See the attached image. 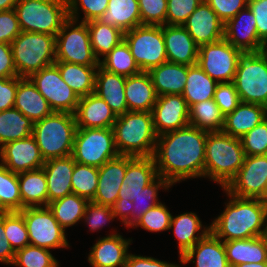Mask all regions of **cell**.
I'll list each match as a JSON object with an SVG mask.
<instances>
[{
  "label": "cell",
  "instance_id": "cell-27",
  "mask_svg": "<svg viewBox=\"0 0 267 267\" xmlns=\"http://www.w3.org/2000/svg\"><path fill=\"white\" fill-rule=\"evenodd\" d=\"M97 70L94 93L108 104L116 116L128 112L124 90L126 77L108 72L100 65Z\"/></svg>",
  "mask_w": 267,
  "mask_h": 267
},
{
  "label": "cell",
  "instance_id": "cell-11",
  "mask_svg": "<svg viewBox=\"0 0 267 267\" xmlns=\"http://www.w3.org/2000/svg\"><path fill=\"white\" fill-rule=\"evenodd\" d=\"M124 40L141 71L148 72L167 60L163 25H140L124 32Z\"/></svg>",
  "mask_w": 267,
  "mask_h": 267
},
{
  "label": "cell",
  "instance_id": "cell-18",
  "mask_svg": "<svg viewBox=\"0 0 267 267\" xmlns=\"http://www.w3.org/2000/svg\"><path fill=\"white\" fill-rule=\"evenodd\" d=\"M151 113L158 136L189 125V107L182 95L158 96Z\"/></svg>",
  "mask_w": 267,
  "mask_h": 267
},
{
  "label": "cell",
  "instance_id": "cell-51",
  "mask_svg": "<svg viewBox=\"0 0 267 267\" xmlns=\"http://www.w3.org/2000/svg\"><path fill=\"white\" fill-rule=\"evenodd\" d=\"M204 0H167L166 25L183 26Z\"/></svg>",
  "mask_w": 267,
  "mask_h": 267
},
{
  "label": "cell",
  "instance_id": "cell-8",
  "mask_svg": "<svg viewBox=\"0 0 267 267\" xmlns=\"http://www.w3.org/2000/svg\"><path fill=\"white\" fill-rule=\"evenodd\" d=\"M14 10L21 31L53 36L69 18L67 0H18Z\"/></svg>",
  "mask_w": 267,
  "mask_h": 267
},
{
  "label": "cell",
  "instance_id": "cell-28",
  "mask_svg": "<svg viewBox=\"0 0 267 267\" xmlns=\"http://www.w3.org/2000/svg\"><path fill=\"white\" fill-rule=\"evenodd\" d=\"M14 108L18 109L33 123L54 112L29 77H19Z\"/></svg>",
  "mask_w": 267,
  "mask_h": 267
},
{
  "label": "cell",
  "instance_id": "cell-3",
  "mask_svg": "<svg viewBox=\"0 0 267 267\" xmlns=\"http://www.w3.org/2000/svg\"><path fill=\"white\" fill-rule=\"evenodd\" d=\"M227 194L231 199L210 225V231L223 242L266 235L267 203Z\"/></svg>",
  "mask_w": 267,
  "mask_h": 267
},
{
  "label": "cell",
  "instance_id": "cell-37",
  "mask_svg": "<svg viewBox=\"0 0 267 267\" xmlns=\"http://www.w3.org/2000/svg\"><path fill=\"white\" fill-rule=\"evenodd\" d=\"M217 84L197 64L190 65L182 93L188 107L201 101L213 99Z\"/></svg>",
  "mask_w": 267,
  "mask_h": 267
},
{
  "label": "cell",
  "instance_id": "cell-61",
  "mask_svg": "<svg viewBox=\"0 0 267 267\" xmlns=\"http://www.w3.org/2000/svg\"><path fill=\"white\" fill-rule=\"evenodd\" d=\"M18 0H0V11L13 9Z\"/></svg>",
  "mask_w": 267,
  "mask_h": 267
},
{
  "label": "cell",
  "instance_id": "cell-22",
  "mask_svg": "<svg viewBox=\"0 0 267 267\" xmlns=\"http://www.w3.org/2000/svg\"><path fill=\"white\" fill-rule=\"evenodd\" d=\"M167 60L176 64H197L199 46L183 26L163 25Z\"/></svg>",
  "mask_w": 267,
  "mask_h": 267
},
{
  "label": "cell",
  "instance_id": "cell-41",
  "mask_svg": "<svg viewBox=\"0 0 267 267\" xmlns=\"http://www.w3.org/2000/svg\"><path fill=\"white\" fill-rule=\"evenodd\" d=\"M89 201L74 193L48 203V207L57 222L66 229L80 221Z\"/></svg>",
  "mask_w": 267,
  "mask_h": 267
},
{
  "label": "cell",
  "instance_id": "cell-57",
  "mask_svg": "<svg viewBox=\"0 0 267 267\" xmlns=\"http://www.w3.org/2000/svg\"><path fill=\"white\" fill-rule=\"evenodd\" d=\"M19 77L0 78V112L13 108Z\"/></svg>",
  "mask_w": 267,
  "mask_h": 267
},
{
  "label": "cell",
  "instance_id": "cell-6",
  "mask_svg": "<svg viewBox=\"0 0 267 267\" xmlns=\"http://www.w3.org/2000/svg\"><path fill=\"white\" fill-rule=\"evenodd\" d=\"M77 129L75 114L53 112L34 123V137L44 161L72 155Z\"/></svg>",
  "mask_w": 267,
  "mask_h": 267
},
{
  "label": "cell",
  "instance_id": "cell-33",
  "mask_svg": "<svg viewBox=\"0 0 267 267\" xmlns=\"http://www.w3.org/2000/svg\"><path fill=\"white\" fill-rule=\"evenodd\" d=\"M123 32L141 25L138 0H109L107 10L98 19Z\"/></svg>",
  "mask_w": 267,
  "mask_h": 267
},
{
  "label": "cell",
  "instance_id": "cell-35",
  "mask_svg": "<svg viewBox=\"0 0 267 267\" xmlns=\"http://www.w3.org/2000/svg\"><path fill=\"white\" fill-rule=\"evenodd\" d=\"M62 79L79 98L95 91V75L98 66H83L75 63L55 61Z\"/></svg>",
  "mask_w": 267,
  "mask_h": 267
},
{
  "label": "cell",
  "instance_id": "cell-59",
  "mask_svg": "<svg viewBox=\"0 0 267 267\" xmlns=\"http://www.w3.org/2000/svg\"><path fill=\"white\" fill-rule=\"evenodd\" d=\"M124 267H179V265L164 262L153 257L128 254Z\"/></svg>",
  "mask_w": 267,
  "mask_h": 267
},
{
  "label": "cell",
  "instance_id": "cell-43",
  "mask_svg": "<svg viewBox=\"0 0 267 267\" xmlns=\"http://www.w3.org/2000/svg\"><path fill=\"white\" fill-rule=\"evenodd\" d=\"M98 177V167L75 162L72 175L73 193L92 201L97 190Z\"/></svg>",
  "mask_w": 267,
  "mask_h": 267
},
{
  "label": "cell",
  "instance_id": "cell-38",
  "mask_svg": "<svg viewBox=\"0 0 267 267\" xmlns=\"http://www.w3.org/2000/svg\"><path fill=\"white\" fill-rule=\"evenodd\" d=\"M225 115L214 101L209 99L195 103L189 107V125L207 132L222 131Z\"/></svg>",
  "mask_w": 267,
  "mask_h": 267
},
{
  "label": "cell",
  "instance_id": "cell-53",
  "mask_svg": "<svg viewBox=\"0 0 267 267\" xmlns=\"http://www.w3.org/2000/svg\"><path fill=\"white\" fill-rule=\"evenodd\" d=\"M115 217L112 213L111 206L100 205L92 201L87 203L83 216L92 231L100 229L107 221L110 222Z\"/></svg>",
  "mask_w": 267,
  "mask_h": 267
},
{
  "label": "cell",
  "instance_id": "cell-16",
  "mask_svg": "<svg viewBox=\"0 0 267 267\" xmlns=\"http://www.w3.org/2000/svg\"><path fill=\"white\" fill-rule=\"evenodd\" d=\"M266 185L267 155H255L245 157L237 175L223 189L230 195L265 202Z\"/></svg>",
  "mask_w": 267,
  "mask_h": 267
},
{
  "label": "cell",
  "instance_id": "cell-9",
  "mask_svg": "<svg viewBox=\"0 0 267 267\" xmlns=\"http://www.w3.org/2000/svg\"><path fill=\"white\" fill-rule=\"evenodd\" d=\"M233 83L240 101L267 108V51L241 52Z\"/></svg>",
  "mask_w": 267,
  "mask_h": 267
},
{
  "label": "cell",
  "instance_id": "cell-45",
  "mask_svg": "<svg viewBox=\"0 0 267 267\" xmlns=\"http://www.w3.org/2000/svg\"><path fill=\"white\" fill-rule=\"evenodd\" d=\"M12 265L20 267H59L58 261L48 249L32 245L16 251Z\"/></svg>",
  "mask_w": 267,
  "mask_h": 267
},
{
  "label": "cell",
  "instance_id": "cell-13",
  "mask_svg": "<svg viewBox=\"0 0 267 267\" xmlns=\"http://www.w3.org/2000/svg\"><path fill=\"white\" fill-rule=\"evenodd\" d=\"M19 213L24 217L30 245L46 249L68 247L65 229L48 206L25 207Z\"/></svg>",
  "mask_w": 267,
  "mask_h": 267
},
{
  "label": "cell",
  "instance_id": "cell-15",
  "mask_svg": "<svg viewBox=\"0 0 267 267\" xmlns=\"http://www.w3.org/2000/svg\"><path fill=\"white\" fill-rule=\"evenodd\" d=\"M29 78L54 112L75 114L80 98L62 79L55 64L33 73Z\"/></svg>",
  "mask_w": 267,
  "mask_h": 267
},
{
  "label": "cell",
  "instance_id": "cell-20",
  "mask_svg": "<svg viewBox=\"0 0 267 267\" xmlns=\"http://www.w3.org/2000/svg\"><path fill=\"white\" fill-rule=\"evenodd\" d=\"M183 27L199 47L224 39V24L205 1L188 17Z\"/></svg>",
  "mask_w": 267,
  "mask_h": 267
},
{
  "label": "cell",
  "instance_id": "cell-14",
  "mask_svg": "<svg viewBox=\"0 0 267 267\" xmlns=\"http://www.w3.org/2000/svg\"><path fill=\"white\" fill-rule=\"evenodd\" d=\"M242 51L225 39L199 47L197 65L217 83L233 82Z\"/></svg>",
  "mask_w": 267,
  "mask_h": 267
},
{
  "label": "cell",
  "instance_id": "cell-7",
  "mask_svg": "<svg viewBox=\"0 0 267 267\" xmlns=\"http://www.w3.org/2000/svg\"><path fill=\"white\" fill-rule=\"evenodd\" d=\"M11 48L18 77H30L56 61V36L50 34L21 31Z\"/></svg>",
  "mask_w": 267,
  "mask_h": 267
},
{
  "label": "cell",
  "instance_id": "cell-47",
  "mask_svg": "<svg viewBox=\"0 0 267 267\" xmlns=\"http://www.w3.org/2000/svg\"><path fill=\"white\" fill-rule=\"evenodd\" d=\"M171 213L161 202L147 210L141 218L133 225L140 226L150 232H159L170 229Z\"/></svg>",
  "mask_w": 267,
  "mask_h": 267
},
{
  "label": "cell",
  "instance_id": "cell-4",
  "mask_svg": "<svg viewBox=\"0 0 267 267\" xmlns=\"http://www.w3.org/2000/svg\"><path fill=\"white\" fill-rule=\"evenodd\" d=\"M115 147L119 155L151 157L158 135L151 112L128 111L117 116L112 127Z\"/></svg>",
  "mask_w": 267,
  "mask_h": 267
},
{
  "label": "cell",
  "instance_id": "cell-63",
  "mask_svg": "<svg viewBox=\"0 0 267 267\" xmlns=\"http://www.w3.org/2000/svg\"><path fill=\"white\" fill-rule=\"evenodd\" d=\"M8 213H9V211L4 207V205L2 204L1 199H0V216L6 215Z\"/></svg>",
  "mask_w": 267,
  "mask_h": 267
},
{
  "label": "cell",
  "instance_id": "cell-44",
  "mask_svg": "<svg viewBox=\"0 0 267 267\" xmlns=\"http://www.w3.org/2000/svg\"><path fill=\"white\" fill-rule=\"evenodd\" d=\"M0 199L9 212L22 211L18 174L0 163Z\"/></svg>",
  "mask_w": 267,
  "mask_h": 267
},
{
  "label": "cell",
  "instance_id": "cell-36",
  "mask_svg": "<svg viewBox=\"0 0 267 267\" xmlns=\"http://www.w3.org/2000/svg\"><path fill=\"white\" fill-rule=\"evenodd\" d=\"M170 229L173 227L174 234L178 239L180 257L191 249L199 240L204 238L210 232V226L202 228L201 221L195 213H183L176 217L171 216ZM202 230V233H197ZM198 234L195 236V234Z\"/></svg>",
  "mask_w": 267,
  "mask_h": 267
},
{
  "label": "cell",
  "instance_id": "cell-60",
  "mask_svg": "<svg viewBox=\"0 0 267 267\" xmlns=\"http://www.w3.org/2000/svg\"><path fill=\"white\" fill-rule=\"evenodd\" d=\"M15 257L10 242L6 239L4 231V215L0 216V262L12 264Z\"/></svg>",
  "mask_w": 267,
  "mask_h": 267
},
{
  "label": "cell",
  "instance_id": "cell-29",
  "mask_svg": "<svg viewBox=\"0 0 267 267\" xmlns=\"http://www.w3.org/2000/svg\"><path fill=\"white\" fill-rule=\"evenodd\" d=\"M267 118V108L263 105L240 102L225 116L223 132L234 138L243 137L247 132Z\"/></svg>",
  "mask_w": 267,
  "mask_h": 267
},
{
  "label": "cell",
  "instance_id": "cell-40",
  "mask_svg": "<svg viewBox=\"0 0 267 267\" xmlns=\"http://www.w3.org/2000/svg\"><path fill=\"white\" fill-rule=\"evenodd\" d=\"M90 33V41L96 58L105 57L124 40V32L114 26L101 23L97 19L86 22Z\"/></svg>",
  "mask_w": 267,
  "mask_h": 267
},
{
  "label": "cell",
  "instance_id": "cell-62",
  "mask_svg": "<svg viewBox=\"0 0 267 267\" xmlns=\"http://www.w3.org/2000/svg\"><path fill=\"white\" fill-rule=\"evenodd\" d=\"M232 267H267V262H262V263H242V264L234 265Z\"/></svg>",
  "mask_w": 267,
  "mask_h": 267
},
{
  "label": "cell",
  "instance_id": "cell-24",
  "mask_svg": "<svg viewBox=\"0 0 267 267\" xmlns=\"http://www.w3.org/2000/svg\"><path fill=\"white\" fill-rule=\"evenodd\" d=\"M131 241L117 233L101 238L91 248L88 261L93 267H124Z\"/></svg>",
  "mask_w": 267,
  "mask_h": 267
},
{
  "label": "cell",
  "instance_id": "cell-46",
  "mask_svg": "<svg viewBox=\"0 0 267 267\" xmlns=\"http://www.w3.org/2000/svg\"><path fill=\"white\" fill-rule=\"evenodd\" d=\"M4 231L15 252L30 245L27 226L19 212H9L4 215Z\"/></svg>",
  "mask_w": 267,
  "mask_h": 267
},
{
  "label": "cell",
  "instance_id": "cell-21",
  "mask_svg": "<svg viewBox=\"0 0 267 267\" xmlns=\"http://www.w3.org/2000/svg\"><path fill=\"white\" fill-rule=\"evenodd\" d=\"M126 168L127 155H118L99 167L98 185L92 202L112 206L118 199Z\"/></svg>",
  "mask_w": 267,
  "mask_h": 267
},
{
  "label": "cell",
  "instance_id": "cell-58",
  "mask_svg": "<svg viewBox=\"0 0 267 267\" xmlns=\"http://www.w3.org/2000/svg\"><path fill=\"white\" fill-rule=\"evenodd\" d=\"M11 44L0 43V78L16 77Z\"/></svg>",
  "mask_w": 267,
  "mask_h": 267
},
{
  "label": "cell",
  "instance_id": "cell-56",
  "mask_svg": "<svg viewBox=\"0 0 267 267\" xmlns=\"http://www.w3.org/2000/svg\"><path fill=\"white\" fill-rule=\"evenodd\" d=\"M248 8L256 18L258 37L267 46V0H248Z\"/></svg>",
  "mask_w": 267,
  "mask_h": 267
},
{
  "label": "cell",
  "instance_id": "cell-26",
  "mask_svg": "<svg viewBox=\"0 0 267 267\" xmlns=\"http://www.w3.org/2000/svg\"><path fill=\"white\" fill-rule=\"evenodd\" d=\"M194 258L196 261L194 260L193 263L196 262V267H230L224 242L211 231L191 249L187 250L180 257V262L187 264Z\"/></svg>",
  "mask_w": 267,
  "mask_h": 267
},
{
  "label": "cell",
  "instance_id": "cell-52",
  "mask_svg": "<svg viewBox=\"0 0 267 267\" xmlns=\"http://www.w3.org/2000/svg\"><path fill=\"white\" fill-rule=\"evenodd\" d=\"M213 99L225 116L241 102L233 82L218 83Z\"/></svg>",
  "mask_w": 267,
  "mask_h": 267
},
{
  "label": "cell",
  "instance_id": "cell-55",
  "mask_svg": "<svg viewBox=\"0 0 267 267\" xmlns=\"http://www.w3.org/2000/svg\"><path fill=\"white\" fill-rule=\"evenodd\" d=\"M20 33L21 29L14 8L0 11V43L11 44Z\"/></svg>",
  "mask_w": 267,
  "mask_h": 267
},
{
  "label": "cell",
  "instance_id": "cell-32",
  "mask_svg": "<svg viewBox=\"0 0 267 267\" xmlns=\"http://www.w3.org/2000/svg\"><path fill=\"white\" fill-rule=\"evenodd\" d=\"M230 267L242 263L267 262V237L237 239L224 242Z\"/></svg>",
  "mask_w": 267,
  "mask_h": 267
},
{
  "label": "cell",
  "instance_id": "cell-50",
  "mask_svg": "<svg viewBox=\"0 0 267 267\" xmlns=\"http://www.w3.org/2000/svg\"><path fill=\"white\" fill-rule=\"evenodd\" d=\"M141 25H166L167 0H138Z\"/></svg>",
  "mask_w": 267,
  "mask_h": 267
},
{
  "label": "cell",
  "instance_id": "cell-49",
  "mask_svg": "<svg viewBox=\"0 0 267 267\" xmlns=\"http://www.w3.org/2000/svg\"><path fill=\"white\" fill-rule=\"evenodd\" d=\"M68 17L78 21V9L84 12L82 22L98 19L107 10L109 0H67ZM79 2V3H78ZM79 4V5H78ZM77 14V15H76Z\"/></svg>",
  "mask_w": 267,
  "mask_h": 267
},
{
  "label": "cell",
  "instance_id": "cell-42",
  "mask_svg": "<svg viewBox=\"0 0 267 267\" xmlns=\"http://www.w3.org/2000/svg\"><path fill=\"white\" fill-rule=\"evenodd\" d=\"M100 66L108 72L125 77L141 72L125 40L116 45L111 52L100 61Z\"/></svg>",
  "mask_w": 267,
  "mask_h": 267
},
{
  "label": "cell",
  "instance_id": "cell-19",
  "mask_svg": "<svg viewBox=\"0 0 267 267\" xmlns=\"http://www.w3.org/2000/svg\"><path fill=\"white\" fill-rule=\"evenodd\" d=\"M224 39L242 52L266 49L258 37L256 18L248 6L224 24Z\"/></svg>",
  "mask_w": 267,
  "mask_h": 267
},
{
  "label": "cell",
  "instance_id": "cell-23",
  "mask_svg": "<svg viewBox=\"0 0 267 267\" xmlns=\"http://www.w3.org/2000/svg\"><path fill=\"white\" fill-rule=\"evenodd\" d=\"M77 128H112L117 116L97 94L79 99L75 112Z\"/></svg>",
  "mask_w": 267,
  "mask_h": 267
},
{
  "label": "cell",
  "instance_id": "cell-17",
  "mask_svg": "<svg viewBox=\"0 0 267 267\" xmlns=\"http://www.w3.org/2000/svg\"><path fill=\"white\" fill-rule=\"evenodd\" d=\"M0 157L1 164L16 174L40 169L45 163L32 135L1 146Z\"/></svg>",
  "mask_w": 267,
  "mask_h": 267
},
{
  "label": "cell",
  "instance_id": "cell-5",
  "mask_svg": "<svg viewBox=\"0 0 267 267\" xmlns=\"http://www.w3.org/2000/svg\"><path fill=\"white\" fill-rule=\"evenodd\" d=\"M246 155L241 139L223 131L208 132L205 145L204 177L225 188L237 175Z\"/></svg>",
  "mask_w": 267,
  "mask_h": 267
},
{
  "label": "cell",
  "instance_id": "cell-25",
  "mask_svg": "<svg viewBox=\"0 0 267 267\" xmlns=\"http://www.w3.org/2000/svg\"><path fill=\"white\" fill-rule=\"evenodd\" d=\"M75 161L72 156L45 161L43 169L47 180L48 203L72 194V175Z\"/></svg>",
  "mask_w": 267,
  "mask_h": 267
},
{
  "label": "cell",
  "instance_id": "cell-31",
  "mask_svg": "<svg viewBox=\"0 0 267 267\" xmlns=\"http://www.w3.org/2000/svg\"><path fill=\"white\" fill-rule=\"evenodd\" d=\"M187 65L166 61L148 71L157 96L182 95L188 74Z\"/></svg>",
  "mask_w": 267,
  "mask_h": 267
},
{
  "label": "cell",
  "instance_id": "cell-48",
  "mask_svg": "<svg viewBox=\"0 0 267 267\" xmlns=\"http://www.w3.org/2000/svg\"><path fill=\"white\" fill-rule=\"evenodd\" d=\"M246 156L267 155V118L241 137Z\"/></svg>",
  "mask_w": 267,
  "mask_h": 267
},
{
  "label": "cell",
  "instance_id": "cell-1",
  "mask_svg": "<svg viewBox=\"0 0 267 267\" xmlns=\"http://www.w3.org/2000/svg\"><path fill=\"white\" fill-rule=\"evenodd\" d=\"M207 135L191 125L159 135L153 155L157 174L171 185L203 177Z\"/></svg>",
  "mask_w": 267,
  "mask_h": 267
},
{
  "label": "cell",
  "instance_id": "cell-54",
  "mask_svg": "<svg viewBox=\"0 0 267 267\" xmlns=\"http://www.w3.org/2000/svg\"><path fill=\"white\" fill-rule=\"evenodd\" d=\"M225 24L248 6V0H204Z\"/></svg>",
  "mask_w": 267,
  "mask_h": 267
},
{
  "label": "cell",
  "instance_id": "cell-30",
  "mask_svg": "<svg viewBox=\"0 0 267 267\" xmlns=\"http://www.w3.org/2000/svg\"><path fill=\"white\" fill-rule=\"evenodd\" d=\"M124 90L128 111H152L158 96L148 72L126 77Z\"/></svg>",
  "mask_w": 267,
  "mask_h": 267
},
{
  "label": "cell",
  "instance_id": "cell-2",
  "mask_svg": "<svg viewBox=\"0 0 267 267\" xmlns=\"http://www.w3.org/2000/svg\"><path fill=\"white\" fill-rule=\"evenodd\" d=\"M170 186L171 184L167 180L157 174L153 156L133 157L127 155L125 177L118 193V199L111 206L112 213L116 217L119 216L127 227H133L147 210L160 203L157 200L158 189L160 187L168 189ZM144 200L148 202L142 207L139 203L143 204Z\"/></svg>",
  "mask_w": 267,
  "mask_h": 267
},
{
  "label": "cell",
  "instance_id": "cell-39",
  "mask_svg": "<svg viewBox=\"0 0 267 267\" xmlns=\"http://www.w3.org/2000/svg\"><path fill=\"white\" fill-rule=\"evenodd\" d=\"M33 127L34 123L14 107L0 112V147L29 137Z\"/></svg>",
  "mask_w": 267,
  "mask_h": 267
},
{
  "label": "cell",
  "instance_id": "cell-64",
  "mask_svg": "<svg viewBox=\"0 0 267 267\" xmlns=\"http://www.w3.org/2000/svg\"><path fill=\"white\" fill-rule=\"evenodd\" d=\"M265 202L267 203V185H266V191H265Z\"/></svg>",
  "mask_w": 267,
  "mask_h": 267
},
{
  "label": "cell",
  "instance_id": "cell-10",
  "mask_svg": "<svg viewBox=\"0 0 267 267\" xmlns=\"http://www.w3.org/2000/svg\"><path fill=\"white\" fill-rule=\"evenodd\" d=\"M118 155L112 128L76 129L71 155L75 162L99 168Z\"/></svg>",
  "mask_w": 267,
  "mask_h": 267
},
{
  "label": "cell",
  "instance_id": "cell-12",
  "mask_svg": "<svg viewBox=\"0 0 267 267\" xmlns=\"http://www.w3.org/2000/svg\"><path fill=\"white\" fill-rule=\"evenodd\" d=\"M74 24L76 20L68 18L56 35V61L99 66L100 61L93 52L86 22L81 21L76 27Z\"/></svg>",
  "mask_w": 267,
  "mask_h": 267
},
{
  "label": "cell",
  "instance_id": "cell-34",
  "mask_svg": "<svg viewBox=\"0 0 267 267\" xmlns=\"http://www.w3.org/2000/svg\"><path fill=\"white\" fill-rule=\"evenodd\" d=\"M22 210L48 205L47 180L43 168L18 174Z\"/></svg>",
  "mask_w": 267,
  "mask_h": 267
}]
</instances>
